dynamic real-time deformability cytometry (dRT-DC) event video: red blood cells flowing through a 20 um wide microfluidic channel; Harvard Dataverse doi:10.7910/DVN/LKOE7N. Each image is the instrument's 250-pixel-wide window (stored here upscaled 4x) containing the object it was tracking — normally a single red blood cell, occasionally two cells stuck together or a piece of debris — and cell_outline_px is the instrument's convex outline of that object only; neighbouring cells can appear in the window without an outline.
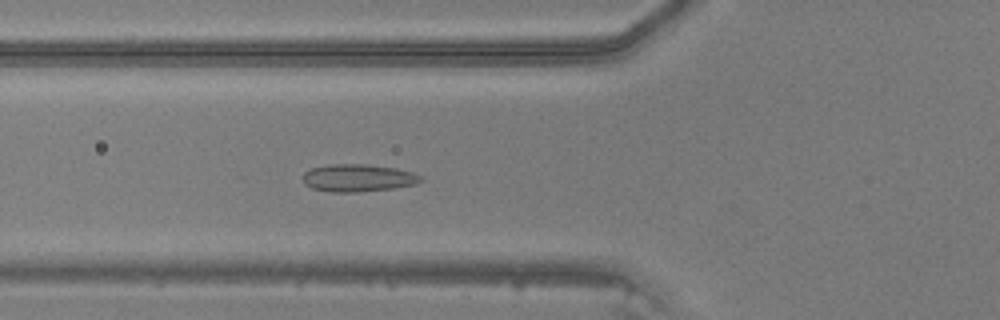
{"species": "common noctule bat (a hibernating species)", "species_latin": "Nyctalus noctula", "temperature_condition": "warm", "stored_images_in_passage": 34, "segment_of_instrument_passage": [1, 2], "camera_frame_rate_fps": 3000, "um_per_image_px": 0.085, "animal": {"sex": "male", "body_mass_g": 20.5, "forearm_length_mm": 52.5}, "frame": {"image": 1, "passage_image": 4, "time_ms": 1.0, "image_size_px": [1000, 320], "cell_outline_px": [[424, 180], [416, 184], [396, 188], [356, 192], [328, 192], [312, 188], [304, 184], [304, 172], [312, 168], [328, 164], [368, 164], [396, 168], [412, 172], [424, 176]], "centroid_in_image_um": [30.48, 15.12], "position_along_channel_um": 95.3, "area_um2": 19.13}}
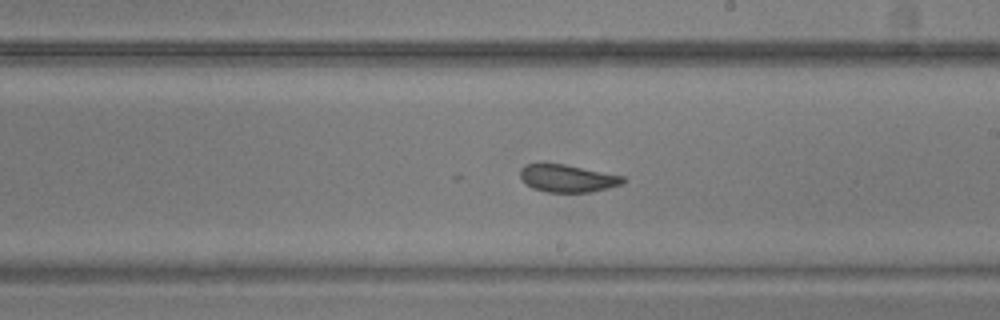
{"frame": {"image": 2, "passage_image": 14, "time_ms": 4.333, "image_size_px": [1000, 320], "cell_outline_px": [[624, 184], [608, 188], [588, 192], [548, 192], [532, 188], [520, 176], [520, 168], [524, 164], [544, 160], [624, 176]], "centroid_in_image_um": [48.18, 15.11], "position_along_channel_um": 240.8, "area_um2": 16.88}}
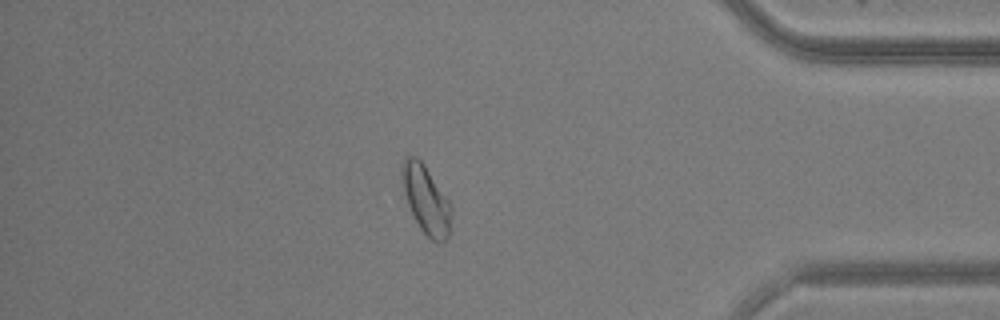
{"frame": {"image": 3, "passage_image": 27, "time_ms": 8.667, "image_size_px": [1000, 320], "cell_outline_px": [[452, 212], [448, 236], [444, 244], [440, 244], [432, 240], [420, 228], [412, 216], [404, 192], [400, 176], [400, 168], [404, 156], [416, 156], [420, 160], [452, 204]], "centroid_in_image_um": [36.2, 16.98], "position_along_channel_um": 399.0, "area_um2": 19.83}}